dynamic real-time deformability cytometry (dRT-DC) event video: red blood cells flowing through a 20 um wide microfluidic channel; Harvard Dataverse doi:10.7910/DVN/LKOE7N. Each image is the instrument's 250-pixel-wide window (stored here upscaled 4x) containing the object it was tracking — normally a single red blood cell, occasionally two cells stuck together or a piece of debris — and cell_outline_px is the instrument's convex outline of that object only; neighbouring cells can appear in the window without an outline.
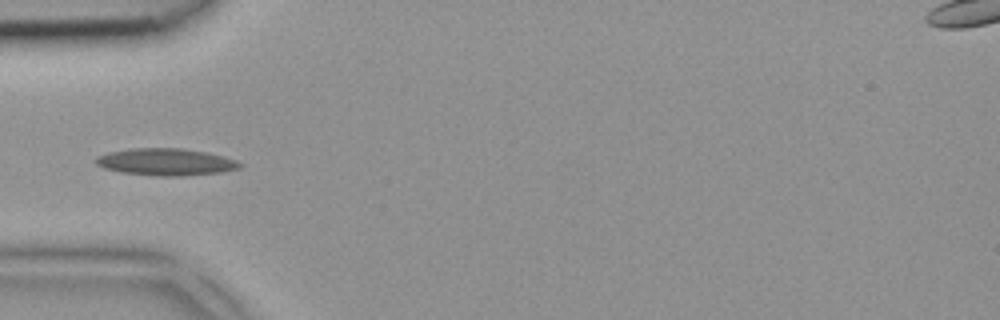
{"species": "common noctule bat (a hibernating species)", "species_latin": "Nyctalus noctula", "temperature_condition": "room temperature", "stored_images_in_passage": 5, "camera_frame_rate_fps": 3000, "um_per_image_px": 0.085, "animal": {"sex": "female", "body_mass_g": 18.4}, "frame": {"image": 1, "passage_image": 5, "time_ms": 1.333, "image_size_px": [1000, 320], "cell_outline_px": [[244, 164], [240, 168], [220, 172], [184, 176], [156, 176], [120, 172], [104, 168], [96, 164], [96, 156], [108, 152], [132, 148], [180, 148], [208, 152], [224, 156], [236, 160]], "centroid_in_image_um": [14.11, 13.76], "position_along_channel_um": 70.9, "area_um2": 22.83}}